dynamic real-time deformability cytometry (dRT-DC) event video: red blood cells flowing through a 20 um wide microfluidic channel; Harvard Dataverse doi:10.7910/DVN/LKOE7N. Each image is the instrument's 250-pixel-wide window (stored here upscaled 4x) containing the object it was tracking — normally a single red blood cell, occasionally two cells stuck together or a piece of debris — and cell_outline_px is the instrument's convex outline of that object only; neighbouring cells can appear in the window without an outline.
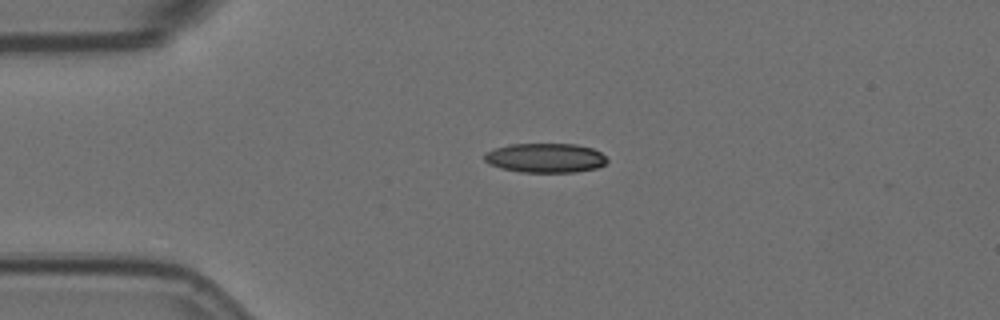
{"species": "Egyptian fruit bat (a non-hibernating species)", "species_latin": "Rousettus aegyptiacus", "temperature_condition": "room temperature", "stored_images_in_passage": 4, "camera_frame_rate_fps": 3000, "um_per_image_px": 0.085, "animal": {"sex": "female"}, "frame": {"image": 1, "passage_image": 3, "time_ms": 0.667, "image_size_px": [1000, 320], "cell_outline_px": [[608, 160], [604, 164], [596, 168], [576, 172], [520, 172], [500, 168], [488, 164], [484, 160], [484, 152], [492, 148], [508, 144], [576, 144], [592, 148], [600, 152]], "centroid_in_image_um": [46.3, 13.42], "position_along_channel_um": 38.7, "area_um2": 21.21}}